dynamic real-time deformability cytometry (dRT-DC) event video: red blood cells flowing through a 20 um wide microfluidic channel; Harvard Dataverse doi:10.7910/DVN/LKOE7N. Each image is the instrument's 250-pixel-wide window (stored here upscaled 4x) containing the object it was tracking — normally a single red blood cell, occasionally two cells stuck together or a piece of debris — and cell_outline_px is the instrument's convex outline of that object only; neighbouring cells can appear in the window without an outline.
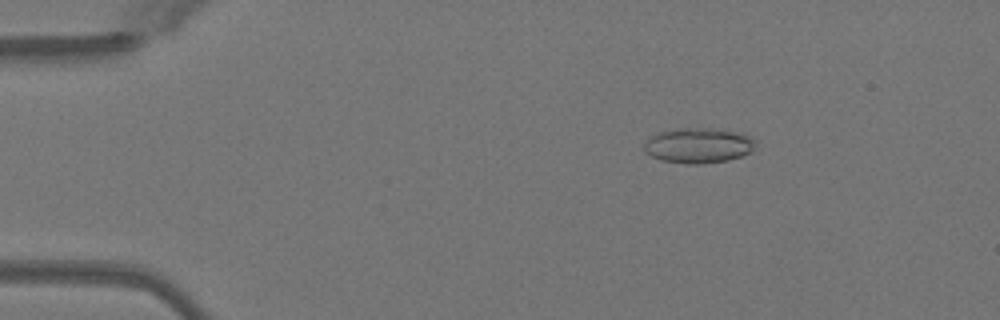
{"species": "Egyptian fruit bat (a non-hibernating species)", "species_latin": "Rousettus aegyptiacus", "temperature_condition": "warm", "stored_images_in_passage": 50, "camera_frame_rate_fps": 3000, "um_per_image_px": 0.085, "animal": {"sex": "female"}, "frame": {"image": 1, "passage_image": 8, "time_ms": 2.333, "image_size_px": [1000, 320], "cell_outline_px": [[756, 140], [752, 148], [748, 152], [740, 156], [728, 160], [700, 164], [688, 164], [660, 160], [644, 152], [644, 144], [652, 136], [660, 132], [684, 128], [704, 128], [740, 132], [752, 136]], "centroid_in_image_um": [59.36, 12.37], "position_along_channel_um": 25.6, "area_um2": 22.6}}
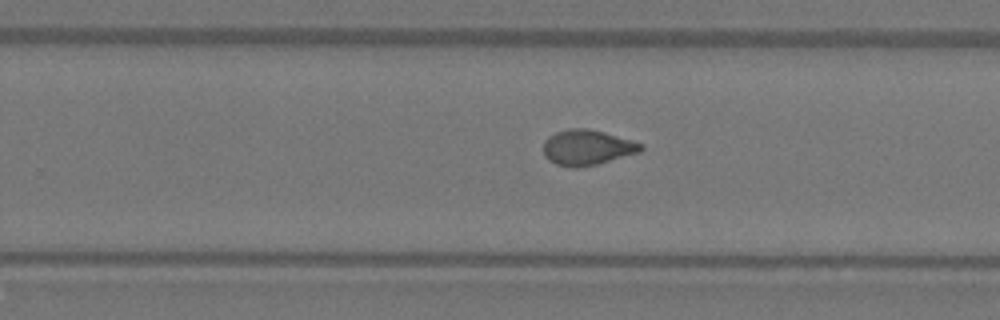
{"frame": {"image": 2, "passage_image": 32, "time_ms": 10.333, "image_size_px": [1000, 320], "cell_outline_px": [[644, 148], [640, 152], [596, 164], [576, 168], [572, 168], [556, 164], [548, 160], [544, 156], [544, 140], [548, 136], [556, 132], [568, 128], [588, 128], [604, 132], [632, 140], [644, 144]], "centroid_in_image_um": [49.9, 12.53], "position_along_channel_um": 279.9, "area_um2": 20.17}}
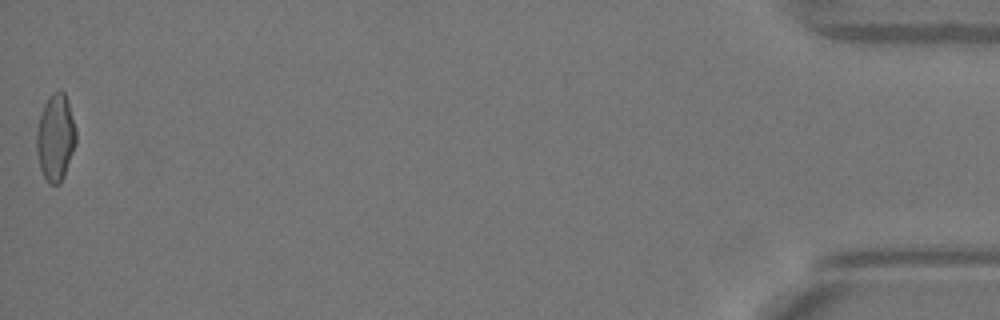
{"frame": {"image": 3, "passage_image": 50, "time_ms": 16.333, "image_size_px": [1000, 320], "cell_outline_px": [[76, 144], [64, 176], [60, 184], [48, 184], [40, 168], [36, 152], [36, 132], [40, 116], [44, 104], [48, 96], [52, 92], [64, 92], [68, 100], [76, 132]], "centroid_in_image_um": [4.71, 11.71], "position_along_channel_um": 430.5, "area_um2": 20.0}, "authors_computed_cell_mechanics": {"area_um2": 19.941, "velocity_mm_per_s": 4.0717, "shape_relaxation_time_tau1_ms": 8.2108, "shape_relaxation_time_tau2_ms": 0.9599, "deformation_change_tau1": 0.205, "deformation_change_tau2": 0.0713}}